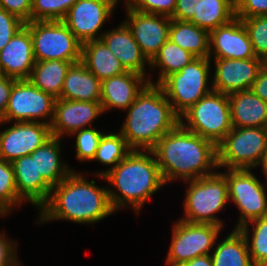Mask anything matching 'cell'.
I'll return each mask as SVG.
<instances>
[{
  "instance_id": "obj_1",
  "label": "cell",
  "mask_w": 267,
  "mask_h": 266,
  "mask_svg": "<svg viewBox=\"0 0 267 266\" xmlns=\"http://www.w3.org/2000/svg\"><path fill=\"white\" fill-rule=\"evenodd\" d=\"M87 175L86 171H73L53 186L48 201L38 210L35 222L45 225L53 221H69L90 226L116 214L107 184L99 186L97 180H89Z\"/></svg>"
},
{
  "instance_id": "obj_2",
  "label": "cell",
  "mask_w": 267,
  "mask_h": 266,
  "mask_svg": "<svg viewBox=\"0 0 267 266\" xmlns=\"http://www.w3.org/2000/svg\"><path fill=\"white\" fill-rule=\"evenodd\" d=\"M166 185L213 174L218 170L217 146L180 123L152 149Z\"/></svg>"
},
{
  "instance_id": "obj_3",
  "label": "cell",
  "mask_w": 267,
  "mask_h": 266,
  "mask_svg": "<svg viewBox=\"0 0 267 266\" xmlns=\"http://www.w3.org/2000/svg\"><path fill=\"white\" fill-rule=\"evenodd\" d=\"M96 178L107 183L109 198L116 213L131 209L140 215L145 203L166 185L152 150H132L104 176Z\"/></svg>"
},
{
  "instance_id": "obj_4",
  "label": "cell",
  "mask_w": 267,
  "mask_h": 266,
  "mask_svg": "<svg viewBox=\"0 0 267 266\" xmlns=\"http://www.w3.org/2000/svg\"><path fill=\"white\" fill-rule=\"evenodd\" d=\"M118 130L132 150H152L159 139L180 123L163 89L148 83L133 104Z\"/></svg>"
},
{
  "instance_id": "obj_5",
  "label": "cell",
  "mask_w": 267,
  "mask_h": 266,
  "mask_svg": "<svg viewBox=\"0 0 267 266\" xmlns=\"http://www.w3.org/2000/svg\"><path fill=\"white\" fill-rule=\"evenodd\" d=\"M187 189L183 197L180 220L189 223L214 224L225 227L220 218L229 203L228 186L224 174L218 169L213 174L182 182Z\"/></svg>"
},
{
  "instance_id": "obj_6",
  "label": "cell",
  "mask_w": 267,
  "mask_h": 266,
  "mask_svg": "<svg viewBox=\"0 0 267 266\" xmlns=\"http://www.w3.org/2000/svg\"><path fill=\"white\" fill-rule=\"evenodd\" d=\"M211 67L209 58L196 57L159 84L179 117L213 90Z\"/></svg>"
},
{
  "instance_id": "obj_7",
  "label": "cell",
  "mask_w": 267,
  "mask_h": 266,
  "mask_svg": "<svg viewBox=\"0 0 267 266\" xmlns=\"http://www.w3.org/2000/svg\"><path fill=\"white\" fill-rule=\"evenodd\" d=\"M180 124L217 146L233 128L228 95L212 90L180 116Z\"/></svg>"
},
{
  "instance_id": "obj_8",
  "label": "cell",
  "mask_w": 267,
  "mask_h": 266,
  "mask_svg": "<svg viewBox=\"0 0 267 266\" xmlns=\"http://www.w3.org/2000/svg\"><path fill=\"white\" fill-rule=\"evenodd\" d=\"M228 186L229 203L239 211L233 229L267 216V183L252 169H219ZM256 175H255V174ZM263 182H262V181Z\"/></svg>"
},
{
  "instance_id": "obj_9",
  "label": "cell",
  "mask_w": 267,
  "mask_h": 266,
  "mask_svg": "<svg viewBox=\"0 0 267 266\" xmlns=\"http://www.w3.org/2000/svg\"><path fill=\"white\" fill-rule=\"evenodd\" d=\"M25 26L31 34L35 61H81L82 43L63 21H30Z\"/></svg>"
},
{
  "instance_id": "obj_10",
  "label": "cell",
  "mask_w": 267,
  "mask_h": 266,
  "mask_svg": "<svg viewBox=\"0 0 267 266\" xmlns=\"http://www.w3.org/2000/svg\"><path fill=\"white\" fill-rule=\"evenodd\" d=\"M171 226V241L165 264L183 265L209 255L224 228L214 224L189 223L177 218Z\"/></svg>"
},
{
  "instance_id": "obj_11",
  "label": "cell",
  "mask_w": 267,
  "mask_h": 266,
  "mask_svg": "<svg viewBox=\"0 0 267 266\" xmlns=\"http://www.w3.org/2000/svg\"><path fill=\"white\" fill-rule=\"evenodd\" d=\"M266 146L265 127L232 128L217 145L218 169L255 170Z\"/></svg>"
},
{
  "instance_id": "obj_12",
  "label": "cell",
  "mask_w": 267,
  "mask_h": 266,
  "mask_svg": "<svg viewBox=\"0 0 267 266\" xmlns=\"http://www.w3.org/2000/svg\"><path fill=\"white\" fill-rule=\"evenodd\" d=\"M55 98L35 87L28 79L16 80L3 122H42L51 125L54 117Z\"/></svg>"
},
{
  "instance_id": "obj_13",
  "label": "cell",
  "mask_w": 267,
  "mask_h": 266,
  "mask_svg": "<svg viewBox=\"0 0 267 266\" xmlns=\"http://www.w3.org/2000/svg\"><path fill=\"white\" fill-rule=\"evenodd\" d=\"M115 9L110 0H77L62 21L83 44L101 38Z\"/></svg>"
},
{
  "instance_id": "obj_14",
  "label": "cell",
  "mask_w": 267,
  "mask_h": 266,
  "mask_svg": "<svg viewBox=\"0 0 267 266\" xmlns=\"http://www.w3.org/2000/svg\"><path fill=\"white\" fill-rule=\"evenodd\" d=\"M0 128V157L8 162L30 155L52 137L50 125L42 122L0 121Z\"/></svg>"
},
{
  "instance_id": "obj_15",
  "label": "cell",
  "mask_w": 267,
  "mask_h": 266,
  "mask_svg": "<svg viewBox=\"0 0 267 266\" xmlns=\"http://www.w3.org/2000/svg\"><path fill=\"white\" fill-rule=\"evenodd\" d=\"M209 59L212 66V89L227 95L250 90L260 70L265 65V61L258 57L250 59Z\"/></svg>"
},
{
  "instance_id": "obj_16",
  "label": "cell",
  "mask_w": 267,
  "mask_h": 266,
  "mask_svg": "<svg viewBox=\"0 0 267 266\" xmlns=\"http://www.w3.org/2000/svg\"><path fill=\"white\" fill-rule=\"evenodd\" d=\"M124 9L126 15L122 21L130 29L142 53L151 61L168 40L171 17L143 13L129 7Z\"/></svg>"
},
{
  "instance_id": "obj_17",
  "label": "cell",
  "mask_w": 267,
  "mask_h": 266,
  "mask_svg": "<svg viewBox=\"0 0 267 266\" xmlns=\"http://www.w3.org/2000/svg\"><path fill=\"white\" fill-rule=\"evenodd\" d=\"M105 115L100 102L74 101L57 98L50 125L52 136L64 139L83 128L93 127ZM66 135V136H65Z\"/></svg>"
},
{
  "instance_id": "obj_18",
  "label": "cell",
  "mask_w": 267,
  "mask_h": 266,
  "mask_svg": "<svg viewBox=\"0 0 267 266\" xmlns=\"http://www.w3.org/2000/svg\"><path fill=\"white\" fill-rule=\"evenodd\" d=\"M252 43L239 18L209 32V58H255Z\"/></svg>"
},
{
  "instance_id": "obj_19",
  "label": "cell",
  "mask_w": 267,
  "mask_h": 266,
  "mask_svg": "<svg viewBox=\"0 0 267 266\" xmlns=\"http://www.w3.org/2000/svg\"><path fill=\"white\" fill-rule=\"evenodd\" d=\"M148 83L145 76L132 71L102 80L100 103L103 112L126 111Z\"/></svg>"
},
{
  "instance_id": "obj_20",
  "label": "cell",
  "mask_w": 267,
  "mask_h": 266,
  "mask_svg": "<svg viewBox=\"0 0 267 266\" xmlns=\"http://www.w3.org/2000/svg\"><path fill=\"white\" fill-rule=\"evenodd\" d=\"M119 59L127 71L139 73L149 79L150 61L142 53L130 29L120 21L106 29L100 38ZM148 68V69H147Z\"/></svg>"
},
{
  "instance_id": "obj_21",
  "label": "cell",
  "mask_w": 267,
  "mask_h": 266,
  "mask_svg": "<svg viewBox=\"0 0 267 266\" xmlns=\"http://www.w3.org/2000/svg\"><path fill=\"white\" fill-rule=\"evenodd\" d=\"M35 62L31 34L24 26L0 51V73L16 80L28 79Z\"/></svg>"
},
{
  "instance_id": "obj_22",
  "label": "cell",
  "mask_w": 267,
  "mask_h": 266,
  "mask_svg": "<svg viewBox=\"0 0 267 266\" xmlns=\"http://www.w3.org/2000/svg\"><path fill=\"white\" fill-rule=\"evenodd\" d=\"M18 195L37 211L48 201L52 187L35 166V157L22 156L11 162Z\"/></svg>"
},
{
  "instance_id": "obj_23",
  "label": "cell",
  "mask_w": 267,
  "mask_h": 266,
  "mask_svg": "<svg viewBox=\"0 0 267 266\" xmlns=\"http://www.w3.org/2000/svg\"><path fill=\"white\" fill-rule=\"evenodd\" d=\"M62 141L65 144L64 139L52 136L30 154L31 157H35L37 172L51 187L58 185L73 171H76V168H72L69 162L63 159L61 152H63L64 144Z\"/></svg>"
},
{
  "instance_id": "obj_24",
  "label": "cell",
  "mask_w": 267,
  "mask_h": 266,
  "mask_svg": "<svg viewBox=\"0 0 267 266\" xmlns=\"http://www.w3.org/2000/svg\"><path fill=\"white\" fill-rule=\"evenodd\" d=\"M233 128L266 127L267 102L251 89L228 95Z\"/></svg>"
},
{
  "instance_id": "obj_25",
  "label": "cell",
  "mask_w": 267,
  "mask_h": 266,
  "mask_svg": "<svg viewBox=\"0 0 267 266\" xmlns=\"http://www.w3.org/2000/svg\"><path fill=\"white\" fill-rule=\"evenodd\" d=\"M101 81L79 61L67 70L60 99L100 102Z\"/></svg>"
},
{
  "instance_id": "obj_26",
  "label": "cell",
  "mask_w": 267,
  "mask_h": 266,
  "mask_svg": "<svg viewBox=\"0 0 267 266\" xmlns=\"http://www.w3.org/2000/svg\"><path fill=\"white\" fill-rule=\"evenodd\" d=\"M81 62L100 81L127 72L101 39L82 44Z\"/></svg>"
},
{
  "instance_id": "obj_27",
  "label": "cell",
  "mask_w": 267,
  "mask_h": 266,
  "mask_svg": "<svg viewBox=\"0 0 267 266\" xmlns=\"http://www.w3.org/2000/svg\"><path fill=\"white\" fill-rule=\"evenodd\" d=\"M231 230L224 238L218 237L210 253L213 266H254L244 235L239 229Z\"/></svg>"
},
{
  "instance_id": "obj_28",
  "label": "cell",
  "mask_w": 267,
  "mask_h": 266,
  "mask_svg": "<svg viewBox=\"0 0 267 266\" xmlns=\"http://www.w3.org/2000/svg\"><path fill=\"white\" fill-rule=\"evenodd\" d=\"M168 40L197 58H209V31L189 21L171 19Z\"/></svg>"
},
{
  "instance_id": "obj_29",
  "label": "cell",
  "mask_w": 267,
  "mask_h": 266,
  "mask_svg": "<svg viewBox=\"0 0 267 266\" xmlns=\"http://www.w3.org/2000/svg\"><path fill=\"white\" fill-rule=\"evenodd\" d=\"M196 57L190 52L182 49L177 44L167 40L159 52L150 61V72L148 82L159 85L167 76L179 72L185 65ZM156 71H158L156 73ZM152 73V74H151ZM153 73L157 75L155 79ZM155 79V80H154Z\"/></svg>"
},
{
  "instance_id": "obj_30",
  "label": "cell",
  "mask_w": 267,
  "mask_h": 266,
  "mask_svg": "<svg viewBox=\"0 0 267 266\" xmlns=\"http://www.w3.org/2000/svg\"><path fill=\"white\" fill-rule=\"evenodd\" d=\"M71 64L64 60L36 61L28 80L57 99L61 96L64 79Z\"/></svg>"
},
{
  "instance_id": "obj_31",
  "label": "cell",
  "mask_w": 267,
  "mask_h": 266,
  "mask_svg": "<svg viewBox=\"0 0 267 266\" xmlns=\"http://www.w3.org/2000/svg\"><path fill=\"white\" fill-rule=\"evenodd\" d=\"M234 18H236L235 0H199L197 12L189 22L210 32Z\"/></svg>"
},
{
  "instance_id": "obj_32",
  "label": "cell",
  "mask_w": 267,
  "mask_h": 266,
  "mask_svg": "<svg viewBox=\"0 0 267 266\" xmlns=\"http://www.w3.org/2000/svg\"><path fill=\"white\" fill-rule=\"evenodd\" d=\"M132 149L128 146L125 138L121 135L119 131L105 132L99 142L98 148L96 150L95 156L92 162H99L105 167V170H96L95 172L87 173L89 176L93 174L104 176L107 172L118 165L130 152Z\"/></svg>"
},
{
  "instance_id": "obj_33",
  "label": "cell",
  "mask_w": 267,
  "mask_h": 266,
  "mask_svg": "<svg viewBox=\"0 0 267 266\" xmlns=\"http://www.w3.org/2000/svg\"><path fill=\"white\" fill-rule=\"evenodd\" d=\"M244 235L254 266H267V216L252 220L239 228Z\"/></svg>"
},
{
  "instance_id": "obj_34",
  "label": "cell",
  "mask_w": 267,
  "mask_h": 266,
  "mask_svg": "<svg viewBox=\"0 0 267 266\" xmlns=\"http://www.w3.org/2000/svg\"><path fill=\"white\" fill-rule=\"evenodd\" d=\"M23 205L26 204L18 195L13 166L0 157V218H8L16 208L20 209Z\"/></svg>"
},
{
  "instance_id": "obj_35",
  "label": "cell",
  "mask_w": 267,
  "mask_h": 266,
  "mask_svg": "<svg viewBox=\"0 0 267 266\" xmlns=\"http://www.w3.org/2000/svg\"><path fill=\"white\" fill-rule=\"evenodd\" d=\"M104 130V131H103ZM100 131L97 126L83 128L74 132L70 138H74L75 158L80 163L91 162L95 156L99 142L105 133V129ZM73 136V137H72Z\"/></svg>"
},
{
  "instance_id": "obj_36",
  "label": "cell",
  "mask_w": 267,
  "mask_h": 266,
  "mask_svg": "<svg viewBox=\"0 0 267 266\" xmlns=\"http://www.w3.org/2000/svg\"><path fill=\"white\" fill-rule=\"evenodd\" d=\"M241 19L256 57L267 60V15Z\"/></svg>"
},
{
  "instance_id": "obj_37",
  "label": "cell",
  "mask_w": 267,
  "mask_h": 266,
  "mask_svg": "<svg viewBox=\"0 0 267 266\" xmlns=\"http://www.w3.org/2000/svg\"><path fill=\"white\" fill-rule=\"evenodd\" d=\"M24 26L25 22L0 7V51Z\"/></svg>"
},
{
  "instance_id": "obj_38",
  "label": "cell",
  "mask_w": 267,
  "mask_h": 266,
  "mask_svg": "<svg viewBox=\"0 0 267 266\" xmlns=\"http://www.w3.org/2000/svg\"><path fill=\"white\" fill-rule=\"evenodd\" d=\"M175 6L176 0H135L129 8L143 13L171 17L175 11Z\"/></svg>"
},
{
  "instance_id": "obj_39",
  "label": "cell",
  "mask_w": 267,
  "mask_h": 266,
  "mask_svg": "<svg viewBox=\"0 0 267 266\" xmlns=\"http://www.w3.org/2000/svg\"><path fill=\"white\" fill-rule=\"evenodd\" d=\"M59 21L58 0H33L31 21Z\"/></svg>"
},
{
  "instance_id": "obj_40",
  "label": "cell",
  "mask_w": 267,
  "mask_h": 266,
  "mask_svg": "<svg viewBox=\"0 0 267 266\" xmlns=\"http://www.w3.org/2000/svg\"><path fill=\"white\" fill-rule=\"evenodd\" d=\"M0 230V266H16L18 256V240Z\"/></svg>"
},
{
  "instance_id": "obj_41",
  "label": "cell",
  "mask_w": 267,
  "mask_h": 266,
  "mask_svg": "<svg viewBox=\"0 0 267 266\" xmlns=\"http://www.w3.org/2000/svg\"><path fill=\"white\" fill-rule=\"evenodd\" d=\"M235 4L237 18L267 15V0H235Z\"/></svg>"
},
{
  "instance_id": "obj_42",
  "label": "cell",
  "mask_w": 267,
  "mask_h": 266,
  "mask_svg": "<svg viewBox=\"0 0 267 266\" xmlns=\"http://www.w3.org/2000/svg\"><path fill=\"white\" fill-rule=\"evenodd\" d=\"M31 0H0V7L23 22L31 21Z\"/></svg>"
},
{
  "instance_id": "obj_43",
  "label": "cell",
  "mask_w": 267,
  "mask_h": 266,
  "mask_svg": "<svg viewBox=\"0 0 267 266\" xmlns=\"http://www.w3.org/2000/svg\"><path fill=\"white\" fill-rule=\"evenodd\" d=\"M199 0H176L175 11L171 19L190 21L197 12Z\"/></svg>"
},
{
  "instance_id": "obj_44",
  "label": "cell",
  "mask_w": 267,
  "mask_h": 266,
  "mask_svg": "<svg viewBox=\"0 0 267 266\" xmlns=\"http://www.w3.org/2000/svg\"><path fill=\"white\" fill-rule=\"evenodd\" d=\"M16 79L0 73V118L4 115Z\"/></svg>"
},
{
  "instance_id": "obj_45",
  "label": "cell",
  "mask_w": 267,
  "mask_h": 266,
  "mask_svg": "<svg viewBox=\"0 0 267 266\" xmlns=\"http://www.w3.org/2000/svg\"><path fill=\"white\" fill-rule=\"evenodd\" d=\"M251 90L262 100L267 102V65L260 70L257 79L254 81Z\"/></svg>"
},
{
  "instance_id": "obj_46",
  "label": "cell",
  "mask_w": 267,
  "mask_h": 266,
  "mask_svg": "<svg viewBox=\"0 0 267 266\" xmlns=\"http://www.w3.org/2000/svg\"><path fill=\"white\" fill-rule=\"evenodd\" d=\"M183 266H213L211 255L196 257L183 264Z\"/></svg>"
},
{
  "instance_id": "obj_47",
  "label": "cell",
  "mask_w": 267,
  "mask_h": 266,
  "mask_svg": "<svg viewBox=\"0 0 267 266\" xmlns=\"http://www.w3.org/2000/svg\"><path fill=\"white\" fill-rule=\"evenodd\" d=\"M77 0H58L59 6V21H62L65 15L67 14L70 7L76 2Z\"/></svg>"
},
{
  "instance_id": "obj_48",
  "label": "cell",
  "mask_w": 267,
  "mask_h": 266,
  "mask_svg": "<svg viewBox=\"0 0 267 266\" xmlns=\"http://www.w3.org/2000/svg\"><path fill=\"white\" fill-rule=\"evenodd\" d=\"M258 168H260V170L262 171L261 174L264 175L265 180H266L265 182L267 183V146L260 158L259 163L255 167L256 170Z\"/></svg>"
},
{
  "instance_id": "obj_49",
  "label": "cell",
  "mask_w": 267,
  "mask_h": 266,
  "mask_svg": "<svg viewBox=\"0 0 267 266\" xmlns=\"http://www.w3.org/2000/svg\"><path fill=\"white\" fill-rule=\"evenodd\" d=\"M116 7L118 6V4H123V1H124V6L123 7H125V8H127V7H130L134 2H135V0H110ZM120 1H122L121 3H120Z\"/></svg>"
},
{
  "instance_id": "obj_50",
  "label": "cell",
  "mask_w": 267,
  "mask_h": 266,
  "mask_svg": "<svg viewBox=\"0 0 267 266\" xmlns=\"http://www.w3.org/2000/svg\"><path fill=\"white\" fill-rule=\"evenodd\" d=\"M16 266H24V265L22 264V261H19V262L16 264Z\"/></svg>"
},
{
  "instance_id": "obj_51",
  "label": "cell",
  "mask_w": 267,
  "mask_h": 266,
  "mask_svg": "<svg viewBox=\"0 0 267 266\" xmlns=\"http://www.w3.org/2000/svg\"><path fill=\"white\" fill-rule=\"evenodd\" d=\"M165 266H183V265L166 264Z\"/></svg>"
}]
</instances>
